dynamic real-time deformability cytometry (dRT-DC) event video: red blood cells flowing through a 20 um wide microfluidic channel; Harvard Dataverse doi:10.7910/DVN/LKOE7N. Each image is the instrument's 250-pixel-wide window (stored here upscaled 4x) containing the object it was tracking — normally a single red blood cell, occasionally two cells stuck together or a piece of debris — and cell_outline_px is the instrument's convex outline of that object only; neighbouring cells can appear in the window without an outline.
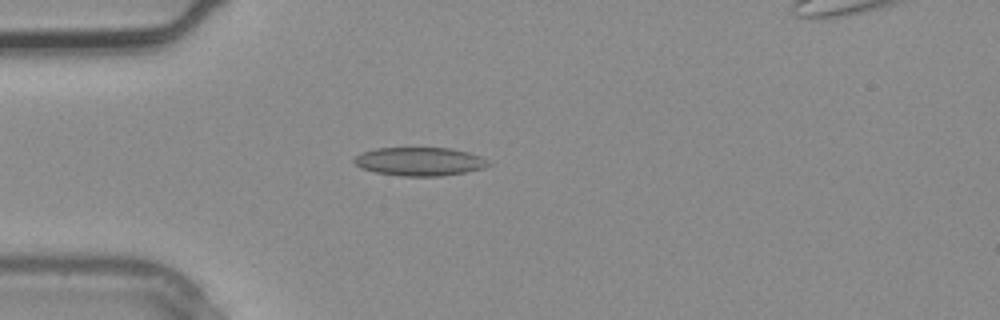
{"species": "common noctule bat (a hibernating species)", "species_latin": "Nyctalus noctula", "temperature_condition": "warm", "stored_images_in_passage": 2, "camera_frame_rate_fps": 3000, "um_per_image_px": 0.085, "animal": {"sex": "male", "body_mass_g": 20.4}, "frame": {"image": 1, "passage_image": 1, "time_ms": 0.0, "image_size_px": [1000, 320], "cell_outline_px": [[492, 164], [484, 168], [464, 172], [440, 176], [404, 176], [376, 172], [360, 168], [352, 160], [356, 156], [364, 152], [376, 148], [452, 148], [468, 152], [480, 156], [488, 160]], "centroid_in_image_um": [35.69, 13.72], "position_along_channel_um": 49.3, "area_um2": 22.2}}